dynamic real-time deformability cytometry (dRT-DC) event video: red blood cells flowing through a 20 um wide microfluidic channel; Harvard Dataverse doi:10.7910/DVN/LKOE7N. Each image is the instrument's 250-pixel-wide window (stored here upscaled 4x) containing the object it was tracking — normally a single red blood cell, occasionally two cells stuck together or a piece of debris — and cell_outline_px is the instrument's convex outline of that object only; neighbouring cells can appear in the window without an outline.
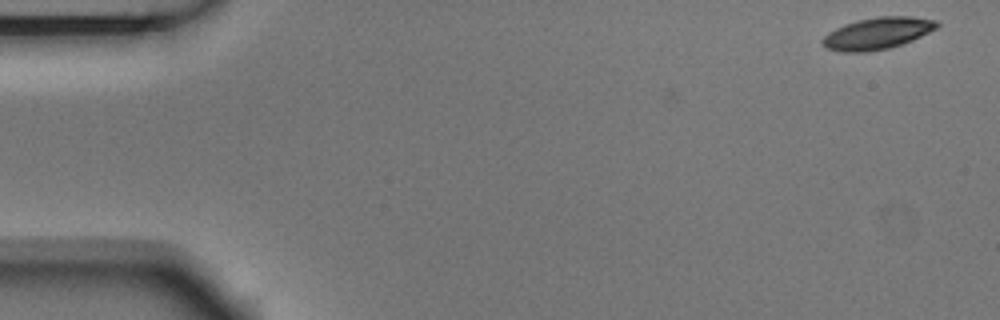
{"species": "Egyptian fruit bat (a non-hibernating species)", "species_latin": "Rousettus aegyptiacus", "temperature_condition": "room temperature", "stored_images_in_passage": 6, "segment_of_instrument_passage": [2, 2], "camera_frame_rate_fps": 3000, "um_per_image_px": 0.085, "animal": {"sex": "male"}, "frame": {"image": 1, "passage_image": 6, "time_ms": 1.667, "image_size_px": [1000, 320], "cell_outline_px": [[940, 24], [936, 28], [912, 40], [888, 48], [868, 52], [840, 52], [828, 48], [820, 40], [828, 32], [844, 24], [856, 20], [880, 16], [912, 16], [936, 20]], "centroid_in_image_um": [74.56, 2.82], "position_along_channel_um": 10.4, "area_um2": 21.1}}